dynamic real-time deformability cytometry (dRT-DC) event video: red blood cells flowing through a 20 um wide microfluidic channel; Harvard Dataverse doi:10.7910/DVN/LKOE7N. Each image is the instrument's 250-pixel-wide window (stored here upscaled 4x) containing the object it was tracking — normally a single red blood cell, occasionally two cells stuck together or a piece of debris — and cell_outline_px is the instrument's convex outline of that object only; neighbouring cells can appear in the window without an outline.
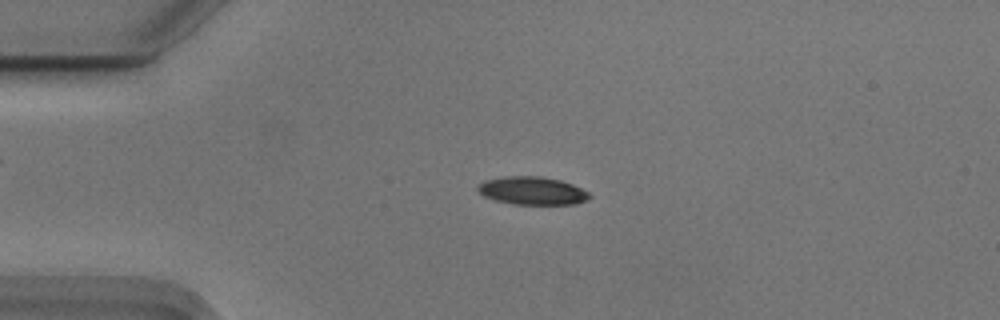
{"species": "Egyptian fruit bat (a non-hibernating species)", "species_latin": "Rousettus aegyptiacus", "temperature_condition": "cold", "stored_images_in_passage": 48, "camera_frame_rate_fps": 3000, "um_per_image_px": 0.085, "animal": {"sex": "male"}, "frame": {"image": 1, "passage_image": 14, "time_ms": 4.333, "image_size_px": [1000, 320], "cell_outline_px": [[592, 196], [588, 200], [576, 204], [512, 204], [496, 200], [484, 196], [476, 192], [476, 184], [484, 180], [508, 176], [540, 176], [560, 180], [572, 184], [588, 192]], "centroid_in_image_um": [45.21, 16.21], "position_along_channel_um": 39.8, "area_um2": 18.38}}
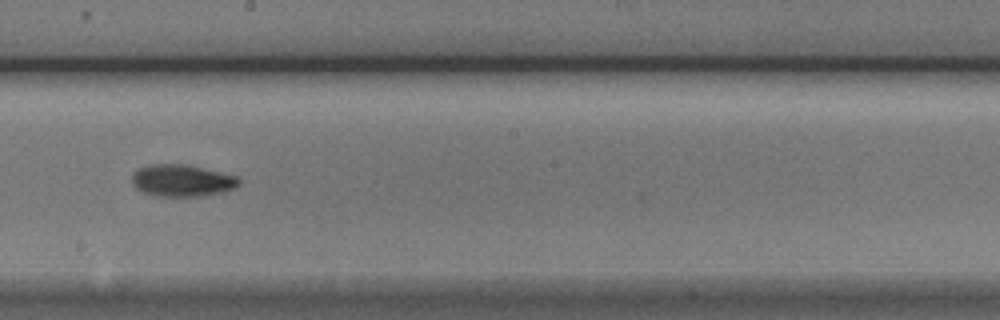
{"frame": {"image": 2, "passage_image": 32, "time_ms": 10.333, "image_size_px": [1000, 320], "cell_outline_px": [[240, 184], [236, 188], [224, 192], [200, 196], [156, 196], [144, 192], [136, 188], [132, 184], [132, 176], [140, 168], [152, 164], [188, 164], [236, 176], [240, 180]], "centroid_in_image_um": [15.5, 15.35], "position_along_channel_um": 232.7, "area_um2": 19.88}}
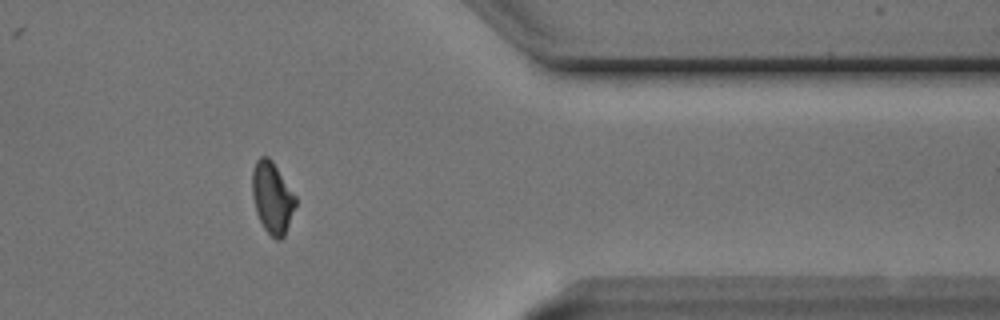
{"frame": {"image": 3, "passage_image": 46, "time_ms": 15.0, "image_size_px": [1000, 320], "cell_outline_px": [[296, 204], [284, 236], [280, 240], [276, 240], [264, 228], [256, 212], [252, 196], [252, 168], [256, 160], [260, 156], [268, 156], [272, 160], [296, 196]], "centroid_in_image_um": [23.13, 16.77], "position_along_channel_um": 388.3, "area_um2": 18.03}, "authors_computed_cell_mechanics": {"area_um2": 18.5827, "velocity_mm_per_s": 3.7215, "shape_relaxation_time_tau1_ms": 4.0135, "shape_relaxation_time_tau2_ms": 3.8974, "deformation_change_tau1": 0.1286, "deformation_change_tau2": 0.0808}}